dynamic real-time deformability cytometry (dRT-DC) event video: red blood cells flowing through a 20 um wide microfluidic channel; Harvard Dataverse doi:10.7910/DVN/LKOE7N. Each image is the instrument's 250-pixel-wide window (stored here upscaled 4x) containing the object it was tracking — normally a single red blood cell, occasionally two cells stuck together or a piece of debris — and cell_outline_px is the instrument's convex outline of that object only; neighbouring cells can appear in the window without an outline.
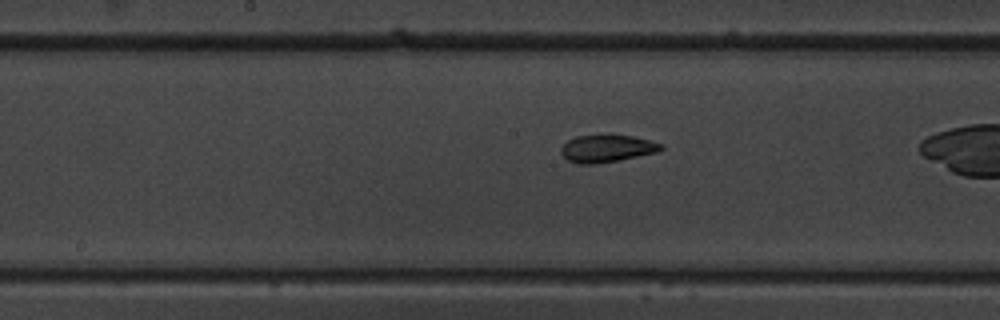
{"species": "common noctule bat (a hibernating species)", "species_latin": "Nyctalus noctula", "temperature_condition": "warm", "stored_images_in_passage": 26, "camera_frame_rate_fps": 3000, "um_per_image_px": 0.085, "animal": {"sex": "male", "body_mass_g": 19.5, "forearm_length_mm": 54.6}, "frame": {"image": 1, "passage_image": 12, "time_ms": 3.667, "image_size_px": [1000, 320], "cell_outline_px": [[664, 148], [656, 152], [620, 160], [596, 164], [576, 164], [568, 160], [560, 152], [560, 148], [568, 140], [576, 136], [600, 132], [612, 132], [632, 136], [664, 144]], "centroid_in_image_um": [51.56, 12.57], "position_along_channel_um": 196.6, "area_um2": 16.7}}